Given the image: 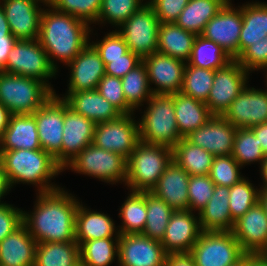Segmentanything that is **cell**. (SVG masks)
Returning a JSON list of instances; mask_svg holds the SVG:
<instances>
[{"mask_svg": "<svg viewBox=\"0 0 267 266\" xmlns=\"http://www.w3.org/2000/svg\"><path fill=\"white\" fill-rule=\"evenodd\" d=\"M142 61L147 68L149 85L155 83L157 86L152 89L153 94L181 91L186 62L158 52L144 57Z\"/></svg>", "mask_w": 267, "mask_h": 266, "instance_id": "obj_20", "label": "cell"}, {"mask_svg": "<svg viewBox=\"0 0 267 266\" xmlns=\"http://www.w3.org/2000/svg\"><path fill=\"white\" fill-rule=\"evenodd\" d=\"M36 245L22 224L0 242V266H34Z\"/></svg>", "mask_w": 267, "mask_h": 266, "instance_id": "obj_27", "label": "cell"}, {"mask_svg": "<svg viewBox=\"0 0 267 266\" xmlns=\"http://www.w3.org/2000/svg\"><path fill=\"white\" fill-rule=\"evenodd\" d=\"M115 228L109 216L91 211L79 203L75 218V241L79 246L89 240L113 238L114 232L115 235H120Z\"/></svg>", "mask_w": 267, "mask_h": 266, "instance_id": "obj_29", "label": "cell"}, {"mask_svg": "<svg viewBox=\"0 0 267 266\" xmlns=\"http://www.w3.org/2000/svg\"><path fill=\"white\" fill-rule=\"evenodd\" d=\"M202 230L191 210L174 211L161 241L166 254L190 252Z\"/></svg>", "mask_w": 267, "mask_h": 266, "instance_id": "obj_21", "label": "cell"}, {"mask_svg": "<svg viewBox=\"0 0 267 266\" xmlns=\"http://www.w3.org/2000/svg\"><path fill=\"white\" fill-rule=\"evenodd\" d=\"M242 27L239 54L248 46L267 36V4L252 2L242 6Z\"/></svg>", "mask_w": 267, "mask_h": 266, "instance_id": "obj_33", "label": "cell"}, {"mask_svg": "<svg viewBox=\"0 0 267 266\" xmlns=\"http://www.w3.org/2000/svg\"><path fill=\"white\" fill-rule=\"evenodd\" d=\"M165 266H196L190 252L170 253L166 255Z\"/></svg>", "mask_w": 267, "mask_h": 266, "instance_id": "obj_54", "label": "cell"}, {"mask_svg": "<svg viewBox=\"0 0 267 266\" xmlns=\"http://www.w3.org/2000/svg\"><path fill=\"white\" fill-rule=\"evenodd\" d=\"M173 161L190 176L209 175L215 156L183 137L173 148Z\"/></svg>", "mask_w": 267, "mask_h": 266, "instance_id": "obj_35", "label": "cell"}, {"mask_svg": "<svg viewBox=\"0 0 267 266\" xmlns=\"http://www.w3.org/2000/svg\"><path fill=\"white\" fill-rule=\"evenodd\" d=\"M235 60L248 72L267 70V36L246 47Z\"/></svg>", "mask_w": 267, "mask_h": 266, "instance_id": "obj_49", "label": "cell"}, {"mask_svg": "<svg viewBox=\"0 0 267 266\" xmlns=\"http://www.w3.org/2000/svg\"><path fill=\"white\" fill-rule=\"evenodd\" d=\"M32 115L35 117L42 149L50 154L61 167L64 99L55 93Z\"/></svg>", "mask_w": 267, "mask_h": 266, "instance_id": "obj_12", "label": "cell"}, {"mask_svg": "<svg viewBox=\"0 0 267 266\" xmlns=\"http://www.w3.org/2000/svg\"><path fill=\"white\" fill-rule=\"evenodd\" d=\"M249 72L236 60L215 71L206 105L213 115L222 116L248 83ZM247 82V83H246Z\"/></svg>", "mask_w": 267, "mask_h": 266, "instance_id": "obj_13", "label": "cell"}, {"mask_svg": "<svg viewBox=\"0 0 267 266\" xmlns=\"http://www.w3.org/2000/svg\"><path fill=\"white\" fill-rule=\"evenodd\" d=\"M0 159L11 187L18 182L34 184L38 185L39 193L60 188L49 183L51 178L59 175L63 169L43 149L0 151Z\"/></svg>", "mask_w": 267, "mask_h": 266, "instance_id": "obj_3", "label": "cell"}, {"mask_svg": "<svg viewBox=\"0 0 267 266\" xmlns=\"http://www.w3.org/2000/svg\"><path fill=\"white\" fill-rule=\"evenodd\" d=\"M215 70L198 68L186 63L181 93L206 103L212 88Z\"/></svg>", "mask_w": 267, "mask_h": 266, "instance_id": "obj_41", "label": "cell"}, {"mask_svg": "<svg viewBox=\"0 0 267 266\" xmlns=\"http://www.w3.org/2000/svg\"><path fill=\"white\" fill-rule=\"evenodd\" d=\"M143 2V0H141ZM153 0H149V2H146L145 4H150Z\"/></svg>", "mask_w": 267, "mask_h": 266, "instance_id": "obj_66", "label": "cell"}, {"mask_svg": "<svg viewBox=\"0 0 267 266\" xmlns=\"http://www.w3.org/2000/svg\"><path fill=\"white\" fill-rule=\"evenodd\" d=\"M214 189L215 183L209 175L190 176L188 183V210L194 211L196 209L200 212L212 197Z\"/></svg>", "mask_w": 267, "mask_h": 266, "instance_id": "obj_47", "label": "cell"}, {"mask_svg": "<svg viewBox=\"0 0 267 266\" xmlns=\"http://www.w3.org/2000/svg\"><path fill=\"white\" fill-rule=\"evenodd\" d=\"M259 203L263 206L267 214V188L265 187H260Z\"/></svg>", "mask_w": 267, "mask_h": 266, "instance_id": "obj_61", "label": "cell"}, {"mask_svg": "<svg viewBox=\"0 0 267 266\" xmlns=\"http://www.w3.org/2000/svg\"><path fill=\"white\" fill-rule=\"evenodd\" d=\"M144 4L141 0H102L97 22L103 23L107 20L119 28Z\"/></svg>", "mask_w": 267, "mask_h": 266, "instance_id": "obj_44", "label": "cell"}, {"mask_svg": "<svg viewBox=\"0 0 267 266\" xmlns=\"http://www.w3.org/2000/svg\"><path fill=\"white\" fill-rule=\"evenodd\" d=\"M246 266H267V260L260 254H246Z\"/></svg>", "mask_w": 267, "mask_h": 266, "instance_id": "obj_59", "label": "cell"}, {"mask_svg": "<svg viewBox=\"0 0 267 266\" xmlns=\"http://www.w3.org/2000/svg\"><path fill=\"white\" fill-rule=\"evenodd\" d=\"M95 123L76 113L64 100V127L61 145V168L93 142Z\"/></svg>", "mask_w": 267, "mask_h": 266, "instance_id": "obj_19", "label": "cell"}, {"mask_svg": "<svg viewBox=\"0 0 267 266\" xmlns=\"http://www.w3.org/2000/svg\"><path fill=\"white\" fill-rule=\"evenodd\" d=\"M102 0H48L54 9L87 23L97 22Z\"/></svg>", "mask_w": 267, "mask_h": 266, "instance_id": "obj_45", "label": "cell"}, {"mask_svg": "<svg viewBox=\"0 0 267 266\" xmlns=\"http://www.w3.org/2000/svg\"><path fill=\"white\" fill-rule=\"evenodd\" d=\"M231 266H246V255L239 260L238 262H236L234 265Z\"/></svg>", "mask_w": 267, "mask_h": 266, "instance_id": "obj_63", "label": "cell"}, {"mask_svg": "<svg viewBox=\"0 0 267 266\" xmlns=\"http://www.w3.org/2000/svg\"><path fill=\"white\" fill-rule=\"evenodd\" d=\"M260 172H261V176L263 179V186L267 188V155L265 157V159L263 160L262 166L260 167Z\"/></svg>", "mask_w": 267, "mask_h": 266, "instance_id": "obj_62", "label": "cell"}, {"mask_svg": "<svg viewBox=\"0 0 267 266\" xmlns=\"http://www.w3.org/2000/svg\"><path fill=\"white\" fill-rule=\"evenodd\" d=\"M250 129L258 138V142L261 143L264 154L267 155V122L251 127Z\"/></svg>", "mask_w": 267, "mask_h": 266, "instance_id": "obj_56", "label": "cell"}, {"mask_svg": "<svg viewBox=\"0 0 267 266\" xmlns=\"http://www.w3.org/2000/svg\"><path fill=\"white\" fill-rule=\"evenodd\" d=\"M11 113L7 110V108L0 103V140L3 136V132L5 131L7 125L9 124Z\"/></svg>", "mask_w": 267, "mask_h": 266, "instance_id": "obj_58", "label": "cell"}, {"mask_svg": "<svg viewBox=\"0 0 267 266\" xmlns=\"http://www.w3.org/2000/svg\"><path fill=\"white\" fill-rule=\"evenodd\" d=\"M16 38L10 35H0V70L5 66L8 54L16 42Z\"/></svg>", "mask_w": 267, "mask_h": 266, "instance_id": "obj_55", "label": "cell"}, {"mask_svg": "<svg viewBox=\"0 0 267 266\" xmlns=\"http://www.w3.org/2000/svg\"><path fill=\"white\" fill-rule=\"evenodd\" d=\"M22 212L8 203L0 204V242L23 224Z\"/></svg>", "mask_w": 267, "mask_h": 266, "instance_id": "obj_53", "label": "cell"}, {"mask_svg": "<svg viewBox=\"0 0 267 266\" xmlns=\"http://www.w3.org/2000/svg\"><path fill=\"white\" fill-rule=\"evenodd\" d=\"M127 159L122 155L106 151L90 144L85 147L65 169L98 178L104 182L116 184L126 182Z\"/></svg>", "mask_w": 267, "mask_h": 266, "instance_id": "obj_9", "label": "cell"}, {"mask_svg": "<svg viewBox=\"0 0 267 266\" xmlns=\"http://www.w3.org/2000/svg\"><path fill=\"white\" fill-rule=\"evenodd\" d=\"M236 130L223 116L213 115L206 124L185 138L213 156H227L232 155Z\"/></svg>", "mask_w": 267, "mask_h": 266, "instance_id": "obj_18", "label": "cell"}, {"mask_svg": "<svg viewBox=\"0 0 267 266\" xmlns=\"http://www.w3.org/2000/svg\"><path fill=\"white\" fill-rule=\"evenodd\" d=\"M247 254H261L267 247V214L258 202L235 221L232 230Z\"/></svg>", "mask_w": 267, "mask_h": 266, "instance_id": "obj_23", "label": "cell"}, {"mask_svg": "<svg viewBox=\"0 0 267 266\" xmlns=\"http://www.w3.org/2000/svg\"><path fill=\"white\" fill-rule=\"evenodd\" d=\"M18 149H42L35 117L32 114H11L9 124L3 132L0 151Z\"/></svg>", "mask_w": 267, "mask_h": 266, "instance_id": "obj_26", "label": "cell"}, {"mask_svg": "<svg viewBox=\"0 0 267 266\" xmlns=\"http://www.w3.org/2000/svg\"><path fill=\"white\" fill-rule=\"evenodd\" d=\"M60 98L64 99L76 113L92 120L95 124L114 120L122 115L97 89L67 92L64 97Z\"/></svg>", "mask_w": 267, "mask_h": 266, "instance_id": "obj_25", "label": "cell"}, {"mask_svg": "<svg viewBox=\"0 0 267 266\" xmlns=\"http://www.w3.org/2000/svg\"><path fill=\"white\" fill-rule=\"evenodd\" d=\"M132 115L122 114L114 120L96 123L92 144L127 159L140 142L139 124Z\"/></svg>", "mask_w": 267, "mask_h": 266, "instance_id": "obj_11", "label": "cell"}, {"mask_svg": "<svg viewBox=\"0 0 267 266\" xmlns=\"http://www.w3.org/2000/svg\"><path fill=\"white\" fill-rule=\"evenodd\" d=\"M189 177L190 175L172 160L150 192L166 202L174 211H186L189 206Z\"/></svg>", "mask_w": 267, "mask_h": 266, "instance_id": "obj_24", "label": "cell"}, {"mask_svg": "<svg viewBox=\"0 0 267 266\" xmlns=\"http://www.w3.org/2000/svg\"><path fill=\"white\" fill-rule=\"evenodd\" d=\"M105 65V74L113 77L122 78L137 65L142 62V59L129 51L123 55V58L117 59H102Z\"/></svg>", "mask_w": 267, "mask_h": 266, "instance_id": "obj_52", "label": "cell"}, {"mask_svg": "<svg viewBox=\"0 0 267 266\" xmlns=\"http://www.w3.org/2000/svg\"><path fill=\"white\" fill-rule=\"evenodd\" d=\"M9 189H11V186L8 182L6 173L4 171V167H3V163L0 159V204L1 203V197H3L4 195H6V193H8V191H10Z\"/></svg>", "mask_w": 267, "mask_h": 266, "instance_id": "obj_57", "label": "cell"}, {"mask_svg": "<svg viewBox=\"0 0 267 266\" xmlns=\"http://www.w3.org/2000/svg\"><path fill=\"white\" fill-rule=\"evenodd\" d=\"M3 1V2H2ZM11 34L17 40H38L43 9L48 0H1Z\"/></svg>", "mask_w": 267, "mask_h": 266, "instance_id": "obj_17", "label": "cell"}, {"mask_svg": "<svg viewBox=\"0 0 267 266\" xmlns=\"http://www.w3.org/2000/svg\"><path fill=\"white\" fill-rule=\"evenodd\" d=\"M222 116L237 129L267 122V90L246 85Z\"/></svg>", "mask_w": 267, "mask_h": 266, "instance_id": "obj_16", "label": "cell"}, {"mask_svg": "<svg viewBox=\"0 0 267 266\" xmlns=\"http://www.w3.org/2000/svg\"><path fill=\"white\" fill-rule=\"evenodd\" d=\"M232 60L226 51L214 41L197 35L187 63L198 68L216 71L217 69L224 68Z\"/></svg>", "mask_w": 267, "mask_h": 266, "instance_id": "obj_36", "label": "cell"}, {"mask_svg": "<svg viewBox=\"0 0 267 266\" xmlns=\"http://www.w3.org/2000/svg\"><path fill=\"white\" fill-rule=\"evenodd\" d=\"M34 266H80V248L76 241L37 243Z\"/></svg>", "mask_w": 267, "mask_h": 266, "instance_id": "obj_32", "label": "cell"}, {"mask_svg": "<svg viewBox=\"0 0 267 266\" xmlns=\"http://www.w3.org/2000/svg\"><path fill=\"white\" fill-rule=\"evenodd\" d=\"M232 157L242 167L252 162H260L262 166L266 155L261 143L250 128H238L234 139Z\"/></svg>", "mask_w": 267, "mask_h": 266, "instance_id": "obj_42", "label": "cell"}, {"mask_svg": "<svg viewBox=\"0 0 267 266\" xmlns=\"http://www.w3.org/2000/svg\"><path fill=\"white\" fill-rule=\"evenodd\" d=\"M34 212H22V223L37 243L75 241L79 201L63 188L38 193Z\"/></svg>", "mask_w": 267, "mask_h": 266, "instance_id": "obj_1", "label": "cell"}, {"mask_svg": "<svg viewBox=\"0 0 267 266\" xmlns=\"http://www.w3.org/2000/svg\"><path fill=\"white\" fill-rule=\"evenodd\" d=\"M98 92L114 105L122 114H133L134 110L127 104L121 78L104 75L99 81Z\"/></svg>", "mask_w": 267, "mask_h": 266, "instance_id": "obj_48", "label": "cell"}, {"mask_svg": "<svg viewBox=\"0 0 267 266\" xmlns=\"http://www.w3.org/2000/svg\"><path fill=\"white\" fill-rule=\"evenodd\" d=\"M229 187L217 186L206 206L198 212L202 231H232L235 221L229 208Z\"/></svg>", "mask_w": 267, "mask_h": 266, "instance_id": "obj_28", "label": "cell"}, {"mask_svg": "<svg viewBox=\"0 0 267 266\" xmlns=\"http://www.w3.org/2000/svg\"><path fill=\"white\" fill-rule=\"evenodd\" d=\"M241 168L242 167L232 155L215 156L211 165L209 177L217 186L232 187L245 178L240 175Z\"/></svg>", "mask_w": 267, "mask_h": 266, "instance_id": "obj_46", "label": "cell"}, {"mask_svg": "<svg viewBox=\"0 0 267 266\" xmlns=\"http://www.w3.org/2000/svg\"><path fill=\"white\" fill-rule=\"evenodd\" d=\"M188 3L189 0H153L149 5L160 23H174Z\"/></svg>", "mask_w": 267, "mask_h": 266, "instance_id": "obj_51", "label": "cell"}, {"mask_svg": "<svg viewBox=\"0 0 267 266\" xmlns=\"http://www.w3.org/2000/svg\"><path fill=\"white\" fill-rule=\"evenodd\" d=\"M122 88L127 104L135 111L152 95L148 81L146 65L143 61L121 78Z\"/></svg>", "mask_w": 267, "mask_h": 266, "instance_id": "obj_40", "label": "cell"}, {"mask_svg": "<svg viewBox=\"0 0 267 266\" xmlns=\"http://www.w3.org/2000/svg\"><path fill=\"white\" fill-rule=\"evenodd\" d=\"M55 93L37 79L0 71V103L11 114H33Z\"/></svg>", "mask_w": 267, "mask_h": 266, "instance_id": "obj_6", "label": "cell"}, {"mask_svg": "<svg viewBox=\"0 0 267 266\" xmlns=\"http://www.w3.org/2000/svg\"><path fill=\"white\" fill-rule=\"evenodd\" d=\"M0 71L37 79L44 82L53 92L55 91L48 80L55 77L58 71L50 64L48 55L39 40H16L8 54L5 66Z\"/></svg>", "mask_w": 267, "mask_h": 266, "instance_id": "obj_7", "label": "cell"}, {"mask_svg": "<svg viewBox=\"0 0 267 266\" xmlns=\"http://www.w3.org/2000/svg\"><path fill=\"white\" fill-rule=\"evenodd\" d=\"M196 34L174 23H160L157 52L173 58L189 61Z\"/></svg>", "mask_w": 267, "mask_h": 266, "instance_id": "obj_30", "label": "cell"}, {"mask_svg": "<svg viewBox=\"0 0 267 266\" xmlns=\"http://www.w3.org/2000/svg\"><path fill=\"white\" fill-rule=\"evenodd\" d=\"M235 9L232 4L223 8L206 24L203 33L205 39L214 41L235 60L239 55V39L242 27V6Z\"/></svg>", "mask_w": 267, "mask_h": 266, "instance_id": "obj_14", "label": "cell"}, {"mask_svg": "<svg viewBox=\"0 0 267 266\" xmlns=\"http://www.w3.org/2000/svg\"><path fill=\"white\" fill-rule=\"evenodd\" d=\"M222 3H224L225 5H231V0H220Z\"/></svg>", "mask_w": 267, "mask_h": 266, "instance_id": "obj_65", "label": "cell"}, {"mask_svg": "<svg viewBox=\"0 0 267 266\" xmlns=\"http://www.w3.org/2000/svg\"><path fill=\"white\" fill-rule=\"evenodd\" d=\"M173 160V149L140 141L126 163L125 185L132 191H151Z\"/></svg>", "mask_w": 267, "mask_h": 266, "instance_id": "obj_4", "label": "cell"}, {"mask_svg": "<svg viewBox=\"0 0 267 266\" xmlns=\"http://www.w3.org/2000/svg\"><path fill=\"white\" fill-rule=\"evenodd\" d=\"M47 5L51 9L42 11L38 40L57 71L55 58L68 65L89 44L92 30L87 23Z\"/></svg>", "mask_w": 267, "mask_h": 266, "instance_id": "obj_2", "label": "cell"}, {"mask_svg": "<svg viewBox=\"0 0 267 266\" xmlns=\"http://www.w3.org/2000/svg\"><path fill=\"white\" fill-rule=\"evenodd\" d=\"M224 5L220 0H189L175 23L184 30L201 35L208 21Z\"/></svg>", "mask_w": 267, "mask_h": 266, "instance_id": "obj_34", "label": "cell"}, {"mask_svg": "<svg viewBox=\"0 0 267 266\" xmlns=\"http://www.w3.org/2000/svg\"><path fill=\"white\" fill-rule=\"evenodd\" d=\"M229 192V208L234 221L259 202L260 189L254 188L248 179L243 178L240 182L229 187Z\"/></svg>", "mask_w": 267, "mask_h": 266, "instance_id": "obj_43", "label": "cell"}, {"mask_svg": "<svg viewBox=\"0 0 267 266\" xmlns=\"http://www.w3.org/2000/svg\"><path fill=\"white\" fill-rule=\"evenodd\" d=\"M267 260V247L261 252V254Z\"/></svg>", "mask_w": 267, "mask_h": 266, "instance_id": "obj_64", "label": "cell"}, {"mask_svg": "<svg viewBox=\"0 0 267 266\" xmlns=\"http://www.w3.org/2000/svg\"><path fill=\"white\" fill-rule=\"evenodd\" d=\"M166 255L161 241L142 234L119 235V266H165Z\"/></svg>", "mask_w": 267, "mask_h": 266, "instance_id": "obj_15", "label": "cell"}, {"mask_svg": "<svg viewBox=\"0 0 267 266\" xmlns=\"http://www.w3.org/2000/svg\"><path fill=\"white\" fill-rule=\"evenodd\" d=\"M173 99L176 123L182 137L206 124L213 116L206 103L181 92L174 93Z\"/></svg>", "mask_w": 267, "mask_h": 266, "instance_id": "obj_31", "label": "cell"}, {"mask_svg": "<svg viewBox=\"0 0 267 266\" xmlns=\"http://www.w3.org/2000/svg\"><path fill=\"white\" fill-rule=\"evenodd\" d=\"M67 66L71 69L67 92L97 89L105 75V65L90 41Z\"/></svg>", "mask_w": 267, "mask_h": 266, "instance_id": "obj_22", "label": "cell"}, {"mask_svg": "<svg viewBox=\"0 0 267 266\" xmlns=\"http://www.w3.org/2000/svg\"><path fill=\"white\" fill-rule=\"evenodd\" d=\"M146 210V224L142 235L162 241L174 210L150 191H146Z\"/></svg>", "mask_w": 267, "mask_h": 266, "instance_id": "obj_38", "label": "cell"}, {"mask_svg": "<svg viewBox=\"0 0 267 266\" xmlns=\"http://www.w3.org/2000/svg\"><path fill=\"white\" fill-rule=\"evenodd\" d=\"M146 191H132L120 208L119 234H142L146 224Z\"/></svg>", "mask_w": 267, "mask_h": 266, "instance_id": "obj_37", "label": "cell"}, {"mask_svg": "<svg viewBox=\"0 0 267 266\" xmlns=\"http://www.w3.org/2000/svg\"><path fill=\"white\" fill-rule=\"evenodd\" d=\"M147 103L138 121L140 141L173 148L183 138L176 123L173 94H153Z\"/></svg>", "mask_w": 267, "mask_h": 266, "instance_id": "obj_5", "label": "cell"}, {"mask_svg": "<svg viewBox=\"0 0 267 266\" xmlns=\"http://www.w3.org/2000/svg\"><path fill=\"white\" fill-rule=\"evenodd\" d=\"M99 52L101 59L123 58L129 52V47L117 30L107 33L100 42L91 43Z\"/></svg>", "mask_w": 267, "mask_h": 266, "instance_id": "obj_50", "label": "cell"}, {"mask_svg": "<svg viewBox=\"0 0 267 266\" xmlns=\"http://www.w3.org/2000/svg\"><path fill=\"white\" fill-rule=\"evenodd\" d=\"M119 27L117 32L123 37L129 51L141 59L157 52L160 21L149 4H144Z\"/></svg>", "mask_w": 267, "mask_h": 266, "instance_id": "obj_10", "label": "cell"}, {"mask_svg": "<svg viewBox=\"0 0 267 266\" xmlns=\"http://www.w3.org/2000/svg\"><path fill=\"white\" fill-rule=\"evenodd\" d=\"M190 253L196 266H231L247 254L232 231H202Z\"/></svg>", "mask_w": 267, "mask_h": 266, "instance_id": "obj_8", "label": "cell"}, {"mask_svg": "<svg viewBox=\"0 0 267 266\" xmlns=\"http://www.w3.org/2000/svg\"><path fill=\"white\" fill-rule=\"evenodd\" d=\"M11 30L7 22L4 9L0 2V35H10Z\"/></svg>", "mask_w": 267, "mask_h": 266, "instance_id": "obj_60", "label": "cell"}, {"mask_svg": "<svg viewBox=\"0 0 267 266\" xmlns=\"http://www.w3.org/2000/svg\"><path fill=\"white\" fill-rule=\"evenodd\" d=\"M83 242L80 248V266H109L118 257L119 235ZM115 241V242H114Z\"/></svg>", "mask_w": 267, "mask_h": 266, "instance_id": "obj_39", "label": "cell"}]
</instances>
